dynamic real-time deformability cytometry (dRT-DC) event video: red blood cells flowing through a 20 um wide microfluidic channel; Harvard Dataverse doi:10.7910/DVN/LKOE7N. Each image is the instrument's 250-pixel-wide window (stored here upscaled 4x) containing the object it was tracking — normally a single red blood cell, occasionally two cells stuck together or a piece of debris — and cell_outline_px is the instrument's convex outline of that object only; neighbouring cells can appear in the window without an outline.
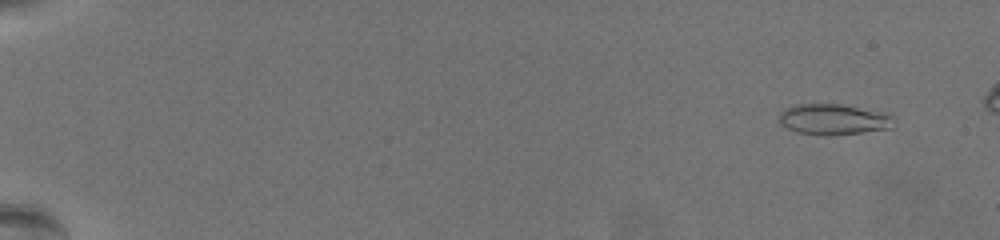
{"species": "common noctule bat (a hibernating species)", "species_latin": "Nyctalus noctula", "temperature_condition": "warm", "stored_images_in_passage": 62, "camera_frame_rate_fps": 3000, "um_per_image_px": 0.085, "animal": {"sex": "female", "body_mass_g": 19.5, "forearm_length_mm": 54.1}, "frame": {"image": 1, "passage_image": 5, "time_ms": 1.333, "image_size_px": [1000, 240], "cell_outline_px": [[896, 124], [892, 128], [832, 136], [824, 136], [796, 132], [780, 124], [780, 112], [784, 108], [796, 104], [836, 104], [892, 112]], "centroid_in_image_um": [70.92, 10.15], "position_along_channel_um": 14.1, "area_um2": 21.1}}
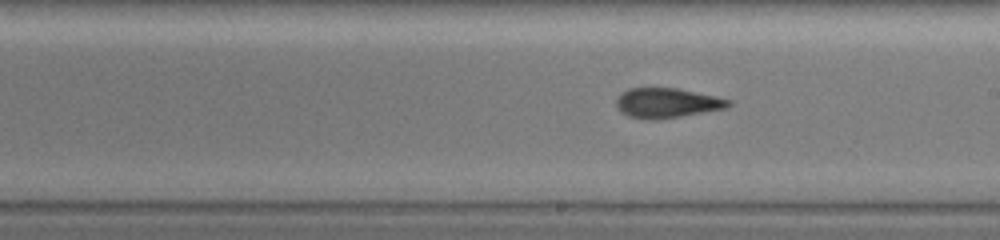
{"frame": {"image": 2, "passage_image": 39, "time_ms": 12.667, "image_size_px": [1000, 240], "cell_outline_px": [[732, 104], [724, 108], [680, 116], [656, 120], [648, 120], [628, 116], [620, 112], [616, 104], [616, 100], [628, 88], [676, 88], [716, 96], [732, 100]], "centroid_in_image_um": [56.68, 8.75], "position_along_channel_um": 232.3, "area_um2": 19.31}}
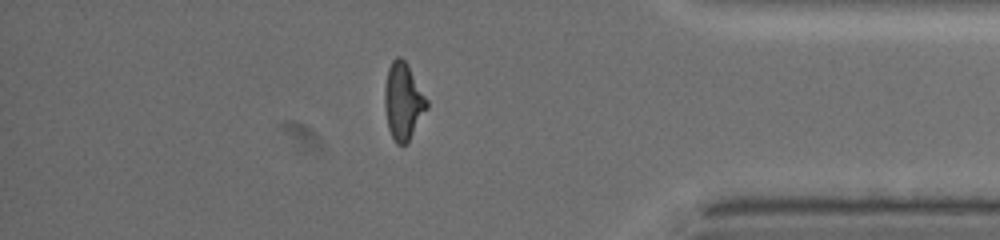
{"frame": {"image": 3, "passage_image": 55, "time_ms": 18.0, "image_size_px": [1000, 240], "cell_outline_px": [[428, 108], [408, 144], [396, 144], [388, 128], [384, 104], [384, 88], [388, 68], [392, 60], [396, 56], [400, 56], [408, 64], [428, 100]], "centroid_in_image_um": [34.28, 8.61], "position_along_channel_um": 400.9, "area_um2": 19.19}}